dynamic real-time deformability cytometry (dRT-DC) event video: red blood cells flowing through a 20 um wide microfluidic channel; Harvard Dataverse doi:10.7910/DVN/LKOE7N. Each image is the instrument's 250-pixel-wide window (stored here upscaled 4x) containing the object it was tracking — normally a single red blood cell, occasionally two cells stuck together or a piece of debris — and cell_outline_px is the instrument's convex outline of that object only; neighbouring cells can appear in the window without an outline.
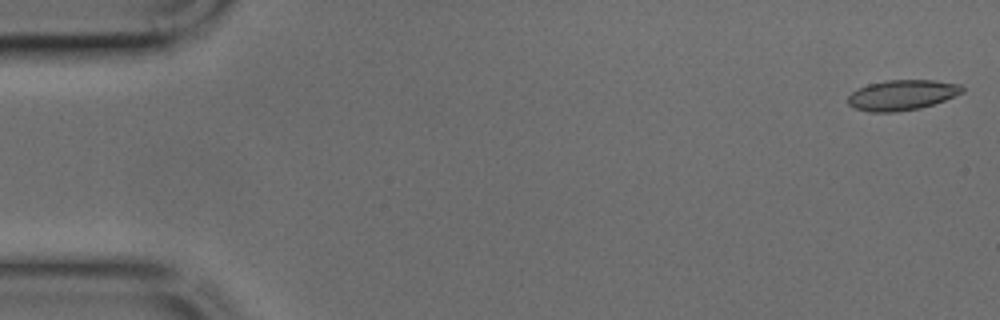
{"species": "common noctule bat (a hibernating species)", "species_latin": "Nyctalus noctula", "temperature_condition": "cold", "stored_images_in_passage": 44, "camera_frame_rate_fps": 3000, "um_per_image_px": 0.085, "animal": {"sex": "male", "body_mass_g": 17.9, "forearm_length_mm": 54.2}, "frame": {"image": 1, "passage_image": 1, "time_ms": 0.0, "image_size_px": [1000, 320], "cell_outline_px": [[964, 92], [944, 100], [920, 108], [896, 112], [868, 112], [856, 108], [848, 104], [848, 96], [852, 92], [868, 84], [884, 80], [932, 80], [960, 84], [964, 88]], "centroid_in_image_um": [76.67, 8.07], "position_along_channel_um": 8.3, "area_um2": 20.11}}
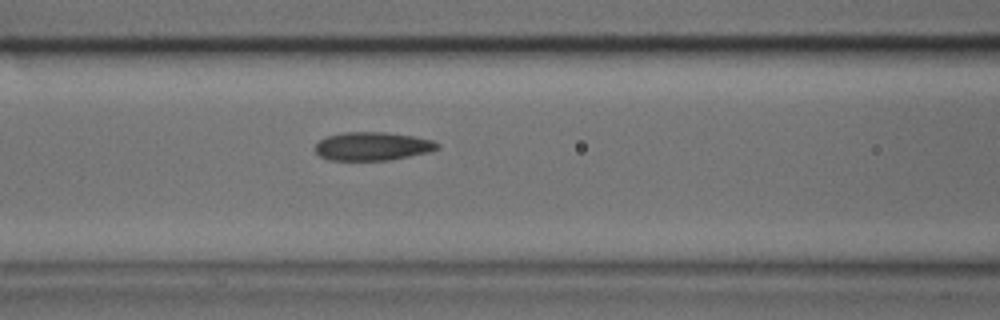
{"frame": {"image": 2, "passage_image": 18, "time_ms": 5.667, "image_size_px": [1000, 320], "cell_outline_px": [[440, 148], [428, 152], [388, 160], [328, 160], [320, 156], [316, 152], [316, 144], [320, 140], [328, 136], [344, 132], [388, 132], [412, 136], [432, 140], [440, 144]], "centroid_in_image_um": [31.67, 12.43], "position_along_channel_um": 134.9, "area_um2": 20.11}}
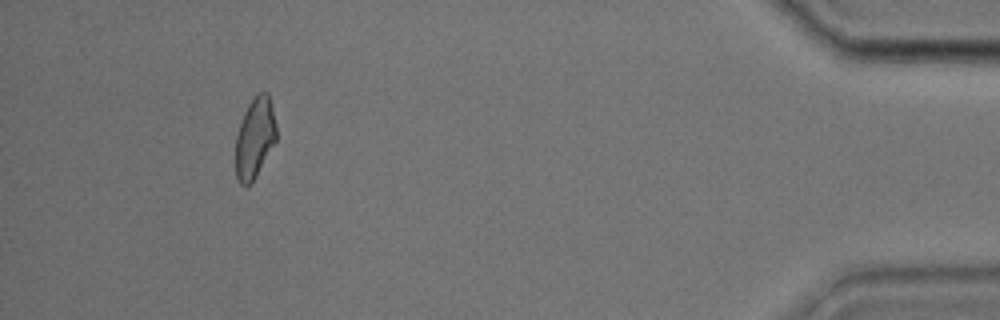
{"frame": {"image": 3, "passage_image": 41, "time_ms": 13.333, "image_size_px": [1000, 320], "cell_outline_px": [[276, 140], [252, 184], [240, 184], [236, 176], [236, 136], [244, 112], [248, 104], [260, 92], [268, 92], [272, 104], [276, 124]], "centroid_in_image_um": [21.67, 11.72], "position_along_channel_um": 413.5, "area_um2": 19.02}}